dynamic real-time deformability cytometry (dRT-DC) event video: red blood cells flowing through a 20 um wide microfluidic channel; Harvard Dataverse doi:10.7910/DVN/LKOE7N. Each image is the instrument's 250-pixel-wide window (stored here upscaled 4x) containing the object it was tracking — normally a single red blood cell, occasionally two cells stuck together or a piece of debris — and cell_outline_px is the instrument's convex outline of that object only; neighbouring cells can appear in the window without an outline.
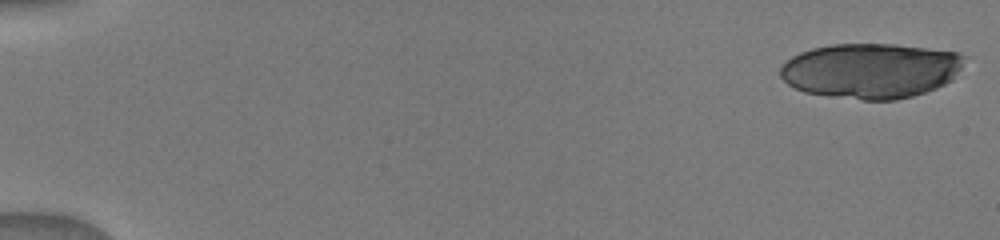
{"species": "human", "species_latin": "Homo sapiens", "temperature_condition": "warm", "stored_images_in_passage": 17, "camera_frame_rate_fps": 3000, "um_per_image_px": 0.085, "donor": {"sex": "male"}, "frame": {"image": 1, "passage_image": 1, "time_ms": 0.0, "image_size_px": [1000, 240], "cell_outline_px": [[968, 56], [952, 80], [936, 88], [912, 96], [896, 100], [860, 100], [828, 96], [804, 92], [788, 84], [780, 76], [780, 68], [792, 56], [800, 52], [812, 48], [832, 44], [896, 44], [956, 52]], "centroid_in_image_um": [74.02, 6.01], "position_along_channel_um": 11.0, "area_um2": 59.3}}
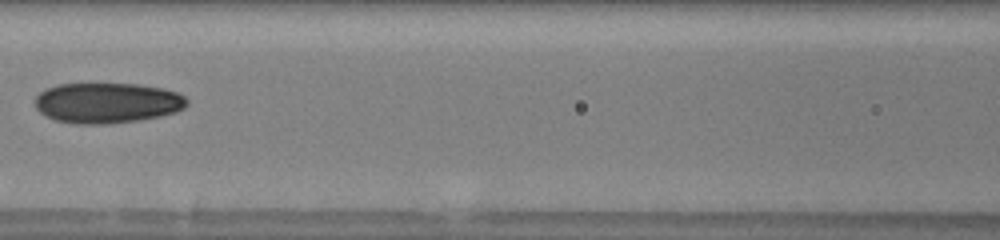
{"frame": {"image": 2, "passage_image": 9, "time_ms": 8.0, "image_size_px": [1000, 240], "cell_outline_px": [[188, 104], [184, 108], [176, 112], [160, 116], [112, 124], [76, 124], [56, 120], [40, 112], [36, 108], [36, 96], [40, 92], [48, 88], [60, 84], [136, 84], [160, 88], [176, 92], [184, 96], [188, 100]], "centroid_in_image_um": [9.12, 8.75], "position_along_channel_um": 157.5, "area_um2": 35.6}}
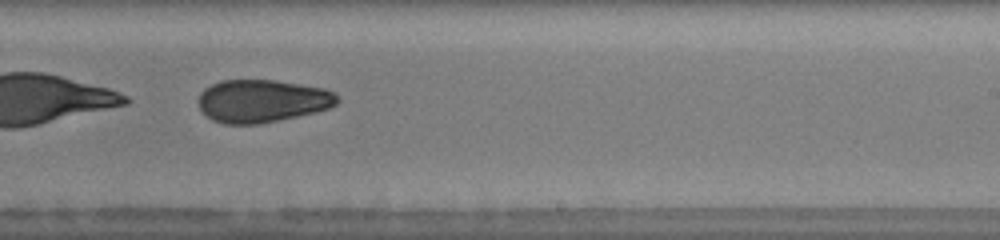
{"frame": {"image": 3, "passage_image": 12, "time_ms": 10.667, "image_size_px": [1000, 240], "cell_outline_px": [[340, 100], [336, 104], [328, 108], [280, 120], [260, 124], [224, 124], [212, 120], [200, 108], [196, 100], [200, 92], [204, 88], [220, 80], [276, 80], [324, 88], [332, 92]], "centroid_in_image_um": [22.23, 8.58], "position_along_channel_um": 266.8, "area_um2": 34.62}}